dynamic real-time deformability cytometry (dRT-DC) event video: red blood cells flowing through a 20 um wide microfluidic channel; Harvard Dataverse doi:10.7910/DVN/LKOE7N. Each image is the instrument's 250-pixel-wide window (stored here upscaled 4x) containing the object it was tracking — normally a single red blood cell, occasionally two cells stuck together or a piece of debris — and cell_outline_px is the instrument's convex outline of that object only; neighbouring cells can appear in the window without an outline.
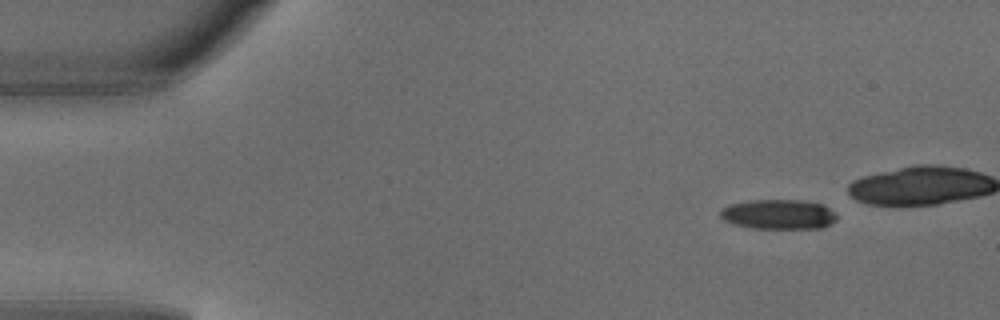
{"species": "common noctule bat (a hibernating species)", "species_latin": "Nyctalus noctula", "temperature_condition": "warm", "stored_images_in_passage": 4, "camera_frame_rate_fps": 3000, "um_per_image_px": 0.085, "animal": {"sex": "male", "body_mass_g": 18.8}, "frame": {"image": 1, "passage_image": 1, "time_ms": 0.0, "image_size_px": [1000, 320], "cell_outline_px": [[836, 220], [824, 228], [752, 228], [732, 224], [724, 220], [720, 216], [720, 212], [728, 204], [748, 200], [800, 200], [824, 204], [836, 216]], "centroid_in_image_um": [66.15, 18.21], "position_along_channel_um": 18.8, "area_um2": 20.23}}